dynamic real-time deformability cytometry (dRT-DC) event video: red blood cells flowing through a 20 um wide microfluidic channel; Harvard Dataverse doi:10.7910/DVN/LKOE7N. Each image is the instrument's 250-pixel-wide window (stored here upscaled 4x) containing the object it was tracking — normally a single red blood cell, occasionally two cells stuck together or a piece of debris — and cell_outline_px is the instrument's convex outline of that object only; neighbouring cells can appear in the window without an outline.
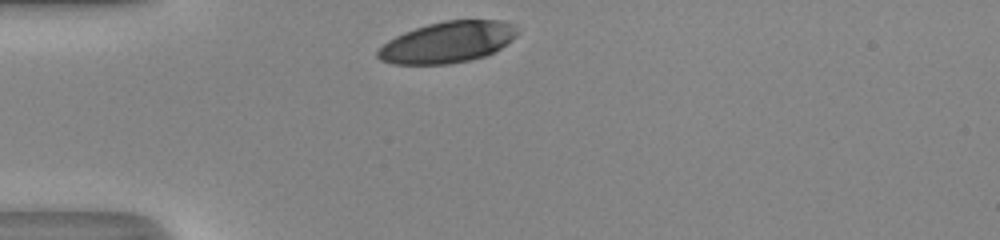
{"species": "human", "species_latin": "Homo sapiens", "temperature_condition": "room temperature", "stored_images_in_passage": 28, "camera_frame_rate_fps": 3000, "um_per_image_px": 0.085, "donor": {"sex": "male"}, "frame": {"image": 1, "passage_image": 1, "time_ms": 0.0, "image_size_px": [1000, 240], "cell_outline_px": [[520, 32], [512, 40], [500, 48], [484, 56], [468, 60], [448, 64], [392, 64], [380, 60], [376, 56], [376, 52], [388, 40], [404, 32], [428, 24], [444, 20], [500, 20], [512, 24]], "centroid_in_image_um": [38.03, 3.58], "position_along_channel_um": 47.0, "area_um2": 33.35}}
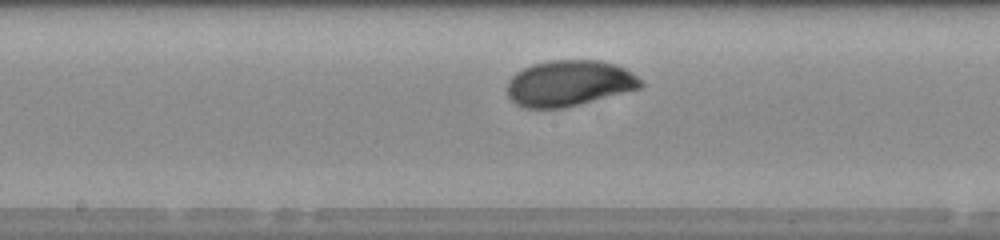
{"frame": {"image": 2, "passage_image": 14, "time_ms": 4.333, "image_size_px": [1000, 240], "cell_outline_px": [[644, 84], [640, 88], [580, 104], [564, 108], [524, 108], [516, 104], [508, 96], [508, 80], [516, 72], [532, 64], [552, 60], [600, 60], [616, 64], [632, 72]], "centroid_in_image_um": [48.37, 7.07], "position_along_channel_um": 199.8, "area_um2": 35.66}}
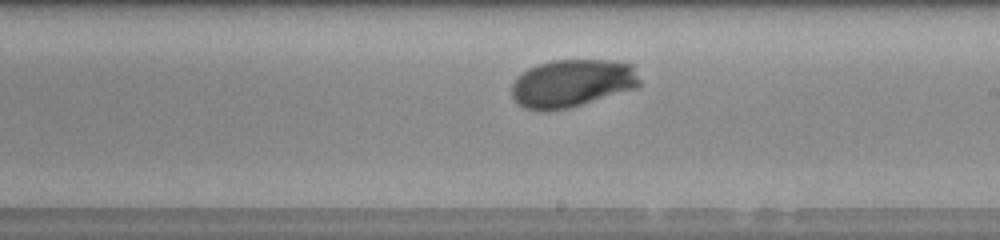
{"frame": {"image": 3, "passage_image": 17, "time_ms": 5.333, "image_size_px": [1000, 240], "cell_outline_px": [[640, 84], [636, 88], [568, 108], [544, 112], [524, 108], [512, 96], [512, 84], [516, 76], [528, 68], [552, 60], [616, 60], [632, 64], [640, 80]], "centroid_in_image_um": [48.62, 7.07], "position_along_channel_um": 240.4, "area_um2": 35.72}, "authors_computed_cell_mechanics": {"area_um2": 35.4314, "velocity_mm_per_s": 4.0715, "shape_relaxation_time_tau1_ms": 3.0399, "shape_relaxation_time_tau2_ms": null, "deformation_change_tau1": 0.1547, "deformation_change_tau2": null}}